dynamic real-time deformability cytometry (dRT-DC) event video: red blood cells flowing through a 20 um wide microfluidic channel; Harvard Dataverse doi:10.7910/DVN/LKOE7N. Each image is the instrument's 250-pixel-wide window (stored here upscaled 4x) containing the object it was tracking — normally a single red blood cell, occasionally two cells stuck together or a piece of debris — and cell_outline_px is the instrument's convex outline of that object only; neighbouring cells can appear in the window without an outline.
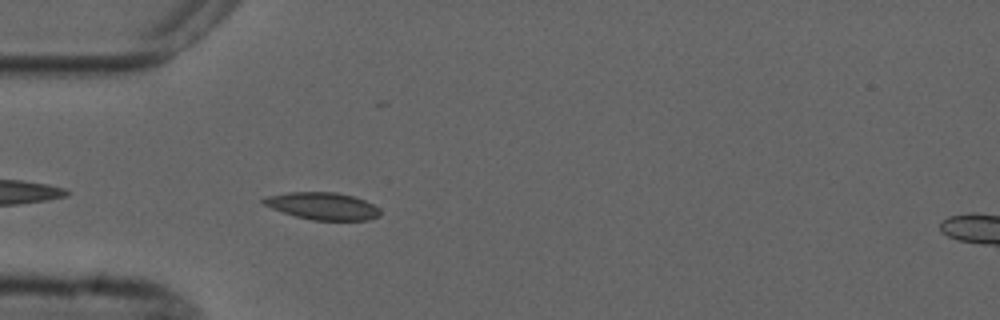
{"species": "common noctule bat (a hibernating species)", "species_latin": "Nyctalus noctula", "temperature_condition": "cold", "stored_images_in_passage": 6, "camera_frame_rate_fps": 3000, "um_per_image_px": 0.085, "animal": {"sex": "male", "forearm_length_mm": 52.5}, "frame": {"image": 1, "passage_image": 5, "time_ms": 4.667, "image_size_px": [1000, 320], "cell_outline_px": [[380, 216], [368, 220], [312, 220], [296, 216], [272, 208], [264, 204], [260, 200], [268, 196], [288, 192], [336, 192], [352, 196], [364, 200], [380, 208]], "centroid_in_image_um": [27.44, 17.51], "position_along_channel_um": 57.6, "area_um2": 18.38}}